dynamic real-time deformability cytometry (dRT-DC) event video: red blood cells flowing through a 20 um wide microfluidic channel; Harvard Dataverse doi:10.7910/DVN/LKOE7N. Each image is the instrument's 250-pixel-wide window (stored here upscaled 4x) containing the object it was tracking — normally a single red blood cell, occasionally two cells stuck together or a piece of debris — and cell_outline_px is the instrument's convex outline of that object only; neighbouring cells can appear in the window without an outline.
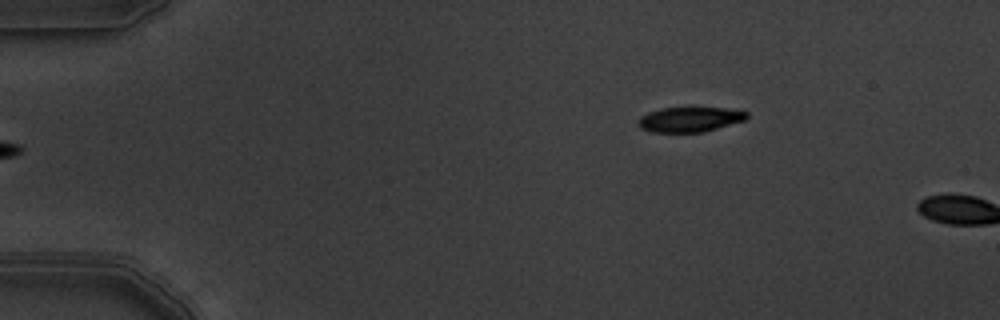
{"species": "common noctule bat (a hibernating species)", "species_latin": "Nyctalus noctula", "temperature_condition": "warm", "stored_images_in_passage": 2, "camera_frame_rate_fps": 3000, "um_per_image_px": 0.085, "animal": {"sex": "male", "body_mass_g": 19.5, "forearm_length_mm": 54.6}, "frame": {"image": 1, "passage_image": 1, "time_ms": 0.0, "image_size_px": [1000, 320], "cell_outline_px": [[748, 116], [744, 120], [704, 132], [652, 132], [640, 128], [636, 124], [640, 116], [648, 112], [660, 108], [688, 104], [724, 108], [748, 112]], "centroid_in_image_um": [58.58, 10.09], "position_along_channel_um": 26.4, "area_um2": 16.65}}